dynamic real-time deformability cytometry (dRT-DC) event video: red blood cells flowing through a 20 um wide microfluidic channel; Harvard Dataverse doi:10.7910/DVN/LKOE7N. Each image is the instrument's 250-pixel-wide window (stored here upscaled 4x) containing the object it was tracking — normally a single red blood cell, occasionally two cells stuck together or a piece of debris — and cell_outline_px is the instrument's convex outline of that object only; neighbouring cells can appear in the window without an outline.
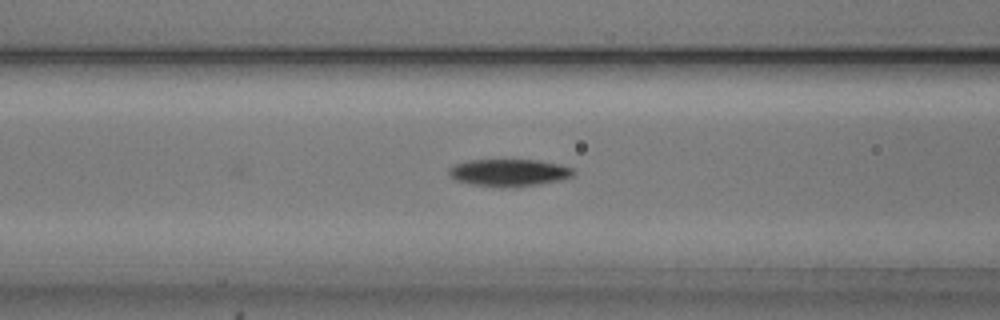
{"species": "common noctule bat (a hibernating species)", "species_latin": "Nyctalus noctula", "temperature_condition": "cold", "stored_images_in_passage": 38, "camera_frame_rate_fps": 3000, "um_per_image_px": 0.085, "animal": {"sex": "male", "body_mass_g": 20.5, "forearm_length_mm": 52.5}, "frame": {"image": 1, "passage_image": 20, "time_ms": 6.333, "image_size_px": [1000, 320], "cell_outline_px": [[576, 172], [572, 176], [560, 180], [540, 184], [500, 188], [472, 184], [456, 180], [448, 172], [448, 168], [464, 160], [540, 160], [560, 164], [572, 168]], "centroid_in_image_um": [43.27, 14.67], "position_along_channel_um": 123.3, "area_um2": 19.83}}
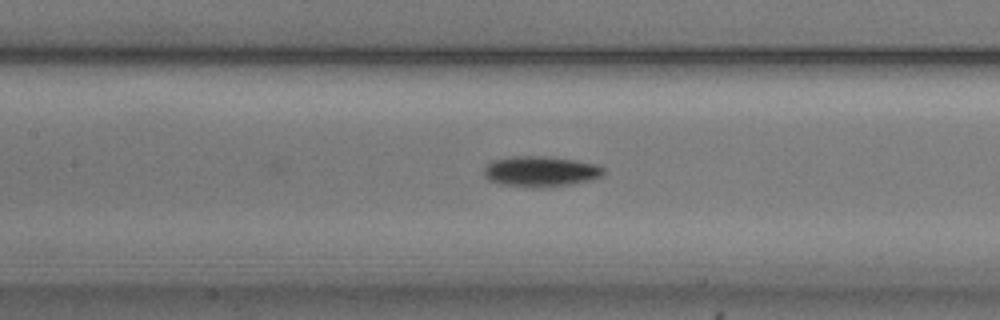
{"frame": {"image": 2, "passage_image": 23, "time_ms": 7.333, "image_size_px": [1000, 320], "cell_outline_px": [[604, 176], [588, 180], [568, 184], [544, 188], [532, 188], [500, 184], [488, 180], [484, 176], [484, 168], [492, 160], [512, 156], [544, 156], [576, 160], [600, 164], [604, 168]], "centroid_in_image_um": [45.95, 14.57], "position_along_channel_um": 161.4, "area_um2": 21.56}}
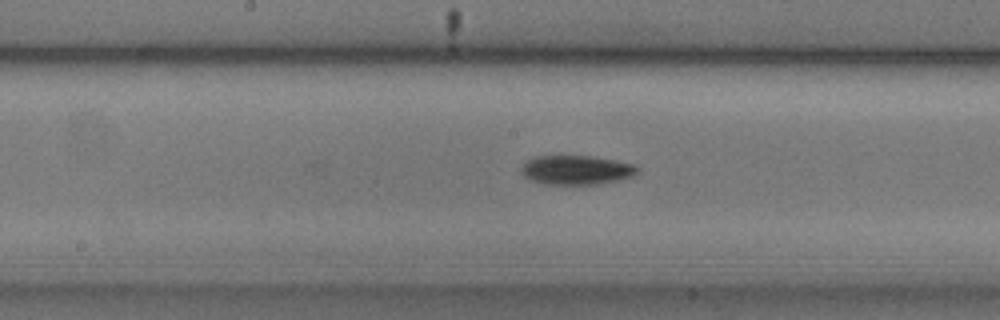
{"frame": {"image": 3, "passage_image": 26, "time_ms": 8.333, "image_size_px": [1000, 320], "cell_outline_px": [[640, 172], [632, 176], [616, 180], [596, 184], [544, 184], [532, 180], [524, 176], [520, 172], [520, 168], [532, 156], [592, 156], [636, 164], [640, 168]], "centroid_in_image_um": [49.0, 14.44], "position_along_channel_um": 199.2, "area_um2": 19.83}}